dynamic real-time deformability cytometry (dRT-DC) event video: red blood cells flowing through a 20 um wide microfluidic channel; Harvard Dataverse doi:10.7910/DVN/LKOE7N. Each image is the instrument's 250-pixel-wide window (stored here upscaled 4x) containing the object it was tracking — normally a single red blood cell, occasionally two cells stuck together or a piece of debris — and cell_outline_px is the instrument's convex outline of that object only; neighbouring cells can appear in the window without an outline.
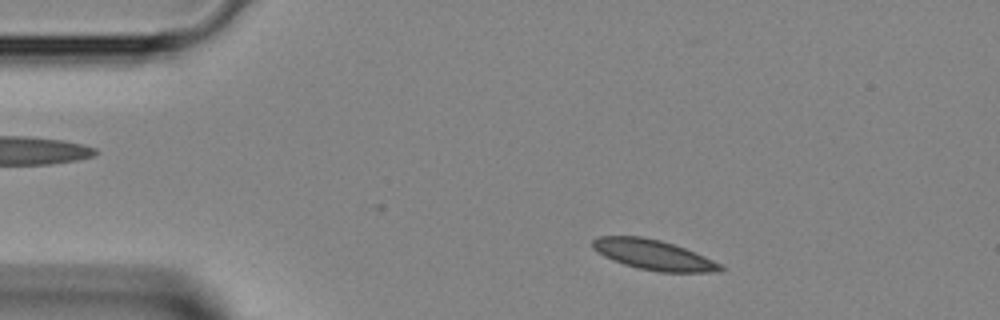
{"species": "Egyptian fruit bat (a non-hibernating species)", "species_latin": "Rousettus aegyptiacus", "temperature_condition": "room temperature", "stored_images_in_passage": 40, "camera_frame_rate_fps": 3000, "um_per_image_px": 0.085, "animal": {"sex": "female"}, "frame": {"image": 1, "passage_image": 4, "time_ms": 1.0, "image_size_px": [1000, 320], "cell_outline_px": [[728, 268], [716, 272], [660, 272], [640, 268], [624, 264], [612, 260], [596, 252], [592, 248], [592, 240], [600, 236], [640, 236], [660, 240], [684, 248], [704, 256]], "centroid_in_image_um": [55.52, 21.66], "position_along_channel_um": 29.5, "area_um2": 22.25}}
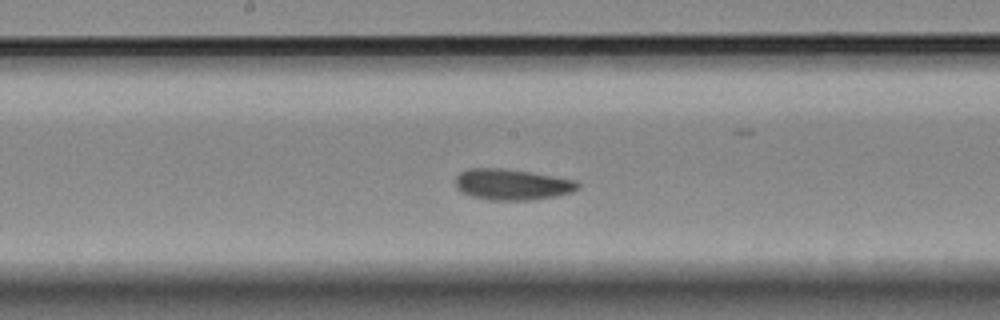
{"frame": {"image": 2, "passage_image": 19, "time_ms": 6.0, "image_size_px": [1000, 320], "cell_outline_px": [[580, 188], [572, 192], [556, 196], [532, 200], [488, 200], [472, 196], [456, 188], [456, 176], [460, 172], [468, 168], [500, 168], [532, 172], [576, 180], [580, 184]], "centroid_in_image_um": [43.55, 15.68], "position_along_channel_um": 204.7, "area_um2": 22.2}}
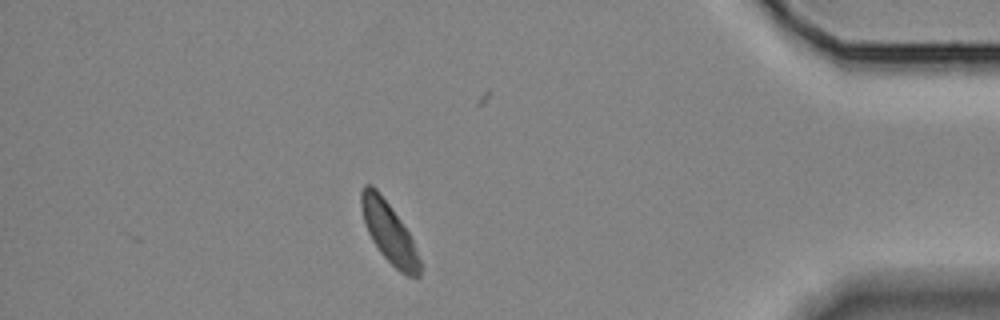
{"frame": {"image": 3, "passage_image": 35, "time_ms": 11.333, "image_size_px": [1000, 320], "cell_outline_px": [[420, 276], [408, 276], [400, 272], [380, 252], [372, 240], [368, 232], [364, 220], [360, 204], [360, 192], [364, 184], [372, 184], [376, 188], [392, 208], [408, 232], [412, 240], [420, 260]], "centroid_in_image_um": [33.04, 19.72], "position_along_channel_um": 402.2, "area_um2": 20.29}}